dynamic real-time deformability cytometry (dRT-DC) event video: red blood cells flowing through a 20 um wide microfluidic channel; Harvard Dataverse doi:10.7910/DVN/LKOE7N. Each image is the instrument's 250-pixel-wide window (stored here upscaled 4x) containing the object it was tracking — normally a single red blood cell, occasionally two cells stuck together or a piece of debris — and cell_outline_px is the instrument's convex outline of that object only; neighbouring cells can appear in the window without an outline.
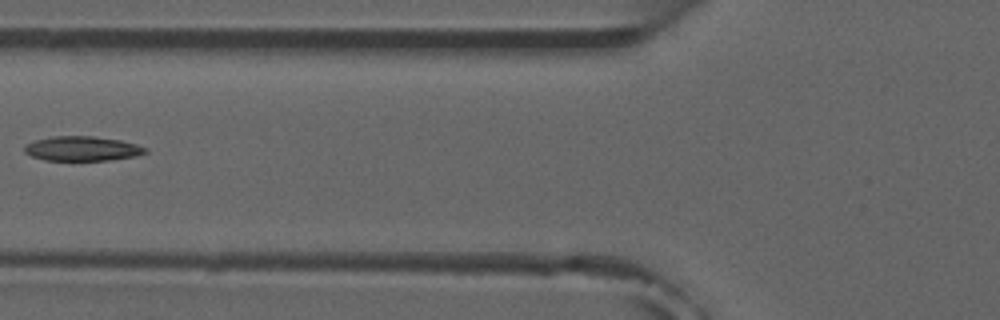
{"species": "common noctule bat (a hibernating species)", "species_latin": "Nyctalus noctula", "temperature_condition": "room temperature", "stored_images_in_passage": 6, "camera_frame_rate_fps": 3000, "um_per_image_px": 0.085, "animal": {"sex": "male", "forearm_length_mm": 52.5}, "frame": {"image": 1, "passage_image": 5, "time_ms": 5.667, "image_size_px": [1000, 320], "cell_outline_px": [[148, 152], [136, 156], [108, 160], [44, 160], [32, 156], [24, 152], [24, 144], [36, 140], [52, 136], [92, 136], [120, 140], [136, 144], [148, 148]], "centroid_in_image_um": [6.99, 12.63], "position_along_channel_um": 118.8, "area_um2": 17.34}}
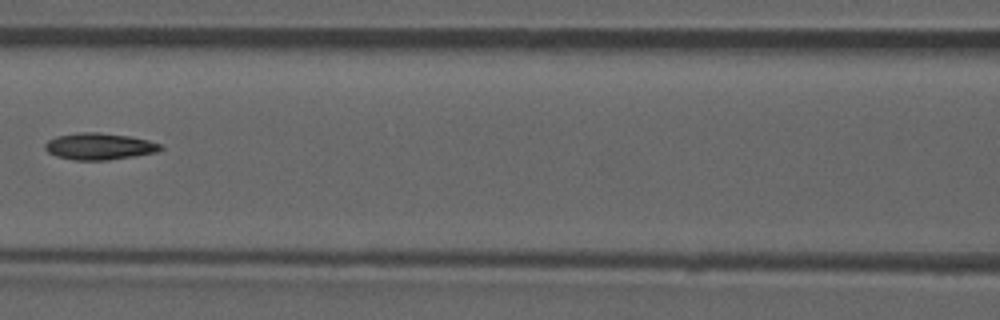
{"frame": {"image": 2, "passage_image": 6, "time_ms": 6.667, "image_size_px": [1000, 320], "cell_outline_px": [[164, 148], [156, 152], [136, 156], [108, 160], [76, 160], [56, 156], [48, 152], [44, 148], [44, 144], [48, 140], [56, 136], [76, 132], [96, 132], [132, 136], [148, 140], [160, 144]], "centroid_in_image_um": [8.43, 12.43], "position_along_channel_um": 158.2, "area_um2": 18.09}}